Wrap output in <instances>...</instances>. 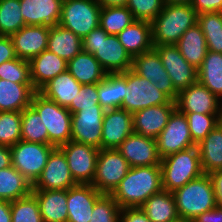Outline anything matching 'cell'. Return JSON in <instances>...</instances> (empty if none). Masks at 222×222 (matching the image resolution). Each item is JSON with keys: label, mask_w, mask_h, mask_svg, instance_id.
Listing matches in <instances>:
<instances>
[{"label": "cell", "mask_w": 222, "mask_h": 222, "mask_svg": "<svg viewBox=\"0 0 222 222\" xmlns=\"http://www.w3.org/2000/svg\"><path fill=\"white\" fill-rule=\"evenodd\" d=\"M163 190L160 165L131 167L110 194L120 208L141 207L153 194Z\"/></svg>", "instance_id": "obj_1"}, {"label": "cell", "mask_w": 222, "mask_h": 222, "mask_svg": "<svg viewBox=\"0 0 222 222\" xmlns=\"http://www.w3.org/2000/svg\"><path fill=\"white\" fill-rule=\"evenodd\" d=\"M82 51L94 55L107 74L132 69L133 58L120 43L118 36L108 34L100 26L82 39Z\"/></svg>", "instance_id": "obj_2"}, {"label": "cell", "mask_w": 222, "mask_h": 222, "mask_svg": "<svg viewBox=\"0 0 222 222\" xmlns=\"http://www.w3.org/2000/svg\"><path fill=\"white\" fill-rule=\"evenodd\" d=\"M197 21L198 14L190 4L165 3L151 22L153 45H175Z\"/></svg>", "instance_id": "obj_3"}, {"label": "cell", "mask_w": 222, "mask_h": 222, "mask_svg": "<svg viewBox=\"0 0 222 222\" xmlns=\"http://www.w3.org/2000/svg\"><path fill=\"white\" fill-rule=\"evenodd\" d=\"M180 220L191 222L198 215L215 208V192L209 174L189 181L173 192Z\"/></svg>", "instance_id": "obj_4"}, {"label": "cell", "mask_w": 222, "mask_h": 222, "mask_svg": "<svg viewBox=\"0 0 222 222\" xmlns=\"http://www.w3.org/2000/svg\"><path fill=\"white\" fill-rule=\"evenodd\" d=\"M160 166L163 190L169 192L204 174L198 146L165 156Z\"/></svg>", "instance_id": "obj_5"}, {"label": "cell", "mask_w": 222, "mask_h": 222, "mask_svg": "<svg viewBox=\"0 0 222 222\" xmlns=\"http://www.w3.org/2000/svg\"><path fill=\"white\" fill-rule=\"evenodd\" d=\"M31 106L39 113L47 128L49 145L56 148L71 141L72 113L40 92L33 96Z\"/></svg>", "instance_id": "obj_6"}, {"label": "cell", "mask_w": 222, "mask_h": 222, "mask_svg": "<svg viewBox=\"0 0 222 222\" xmlns=\"http://www.w3.org/2000/svg\"><path fill=\"white\" fill-rule=\"evenodd\" d=\"M176 104L150 80H147L132 69L125 71V98L121 109L130 113L150 106Z\"/></svg>", "instance_id": "obj_7"}, {"label": "cell", "mask_w": 222, "mask_h": 222, "mask_svg": "<svg viewBox=\"0 0 222 222\" xmlns=\"http://www.w3.org/2000/svg\"><path fill=\"white\" fill-rule=\"evenodd\" d=\"M97 0H63L59 25L83 39L100 24Z\"/></svg>", "instance_id": "obj_8"}, {"label": "cell", "mask_w": 222, "mask_h": 222, "mask_svg": "<svg viewBox=\"0 0 222 222\" xmlns=\"http://www.w3.org/2000/svg\"><path fill=\"white\" fill-rule=\"evenodd\" d=\"M10 148L12 166L33 185L56 147L20 140Z\"/></svg>", "instance_id": "obj_9"}, {"label": "cell", "mask_w": 222, "mask_h": 222, "mask_svg": "<svg viewBox=\"0 0 222 222\" xmlns=\"http://www.w3.org/2000/svg\"><path fill=\"white\" fill-rule=\"evenodd\" d=\"M130 168L117 149H100L91 185L102 194H111Z\"/></svg>", "instance_id": "obj_10"}, {"label": "cell", "mask_w": 222, "mask_h": 222, "mask_svg": "<svg viewBox=\"0 0 222 222\" xmlns=\"http://www.w3.org/2000/svg\"><path fill=\"white\" fill-rule=\"evenodd\" d=\"M65 155L70 173L77 184H91L95 175L98 148L69 141L58 147Z\"/></svg>", "instance_id": "obj_11"}, {"label": "cell", "mask_w": 222, "mask_h": 222, "mask_svg": "<svg viewBox=\"0 0 222 222\" xmlns=\"http://www.w3.org/2000/svg\"><path fill=\"white\" fill-rule=\"evenodd\" d=\"M158 153L161 158L196 146L193 143L185 114L175 109L167 125L156 138Z\"/></svg>", "instance_id": "obj_12"}, {"label": "cell", "mask_w": 222, "mask_h": 222, "mask_svg": "<svg viewBox=\"0 0 222 222\" xmlns=\"http://www.w3.org/2000/svg\"><path fill=\"white\" fill-rule=\"evenodd\" d=\"M104 112L101 105H93L72 113L71 140L101 149Z\"/></svg>", "instance_id": "obj_13"}, {"label": "cell", "mask_w": 222, "mask_h": 222, "mask_svg": "<svg viewBox=\"0 0 222 222\" xmlns=\"http://www.w3.org/2000/svg\"><path fill=\"white\" fill-rule=\"evenodd\" d=\"M132 70L139 76L150 80L160 91L175 102L178 91L166 72L158 52L153 48L133 57Z\"/></svg>", "instance_id": "obj_14"}, {"label": "cell", "mask_w": 222, "mask_h": 222, "mask_svg": "<svg viewBox=\"0 0 222 222\" xmlns=\"http://www.w3.org/2000/svg\"><path fill=\"white\" fill-rule=\"evenodd\" d=\"M76 185L64 153L55 148L50 153L40 177L33 184L32 191L68 190Z\"/></svg>", "instance_id": "obj_15"}, {"label": "cell", "mask_w": 222, "mask_h": 222, "mask_svg": "<svg viewBox=\"0 0 222 222\" xmlns=\"http://www.w3.org/2000/svg\"><path fill=\"white\" fill-rule=\"evenodd\" d=\"M154 49L178 92L197 82V69L186 61L176 45H154Z\"/></svg>", "instance_id": "obj_16"}, {"label": "cell", "mask_w": 222, "mask_h": 222, "mask_svg": "<svg viewBox=\"0 0 222 222\" xmlns=\"http://www.w3.org/2000/svg\"><path fill=\"white\" fill-rule=\"evenodd\" d=\"M219 100L216 95L197 81L179 91L175 103L176 109L181 113L222 114V102Z\"/></svg>", "instance_id": "obj_17"}, {"label": "cell", "mask_w": 222, "mask_h": 222, "mask_svg": "<svg viewBox=\"0 0 222 222\" xmlns=\"http://www.w3.org/2000/svg\"><path fill=\"white\" fill-rule=\"evenodd\" d=\"M117 150L130 167L160 165L162 160L156 139L135 132L130 134Z\"/></svg>", "instance_id": "obj_18"}, {"label": "cell", "mask_w": 222, "mask_h": 222, "mask_svg": "<svg viewBox=\"0 0 222 222\" xmlns=\"http://www.w3.org/2000/svg\"><path fill=\"white\" fill-rule=\"evenodd\" d=\"M49 26L26 25L11 34L10 38L14 46L16 57L30 61L47 50L49 38Z\"/></svg>", "instance_id": "obj_19"}, {"label": "cell", "mask_w": 222, "mask_h": 222, "mask_svg": "<svg viewBox=\"0 0 222 222\" xmlns=\"http://www.w3.org/2000/svg\"><path fill=\"white\" fill-rule=\"evenodd\" d=\"M101 149H117L133 131L132 113L118 108L105 110Z\"/></svg>", "instance_id": "obj_20"}, {"label": "cell", "mask_w": 222, "mask_h": 222, "mask_svg": "<svg viewBox=\"0 0 222 222\" xmlns=\"http://www.w3.org/2000/svg\"><path fill=\"white\" fill-rule=\"evenodd\" d=\"M103 194L91 184H77L67 190V222H89L95 203Z\"/></svg>", "instance_id": "obj_21"}, {"label": "cell", "mask_w": 222, "mask_h": 222, "mask_svg": "<svg viewBox=\"0 0 222 222\" xmlns=\"http://www.w3.org/2000/svg\"><path fill=\"white\" fill-rule=\"evenodd\" d=\"M175 109L176 104H162L132 113L133 131L156 139Z\"/></svg>", "instance_id": "obj_22"}, {"label": "cell", "mask_w": 222, "mask_h": 222, "mask_svg": "<svg viewBox=\"0 0 222 222\" xmlns=\"http://www.w3.org/2000/svg\"><path fill=\"white\" fill-rule=\"evenodd\" d=\"M25 25L55 26L61 19L63 0H19Z\"/></svg>", "instance_id": "obj_23"}, {"label": "cell", "mask_w": 222, "mask_h": 222, "mask_svg": "<svg viewBox=\"0 0 222 222\" xmlns=\"http://www.w3.org/2000/svg\"><path fill=\"white\" fill-rule=\"evenodd\" d=\"M29 63L31 83L37 92L52 78L67 70V62L48 50L33 57Z\"/></svg>", "instance_id": "obj_24"}, {"label": "cell", "mask_w": 222, "mask_h": 222, "mask_svg": "<svg viewBox=\"0 0 222 222\" xmlns=\"http://www.w3.org/2000/svg\"><path fill=\"white\" fill-rule=\"evenodd\" d=\"M117 36L132 58L154 48L152 27L149 21L134 20Z\"/></svg>", "instance_id": "obj_25"}, {"label": "cell", "mask_w": 222, "mask_h": 222, "mask_svg": "<svg viewBox=\"0 0 222 222\" xmlns=\"http://www.w3.org/2000/svg\"><path fill=\"white\" fill-rule=\"evenodd\" d=\"M36 92L32 83H15L0 79V112H22L31 105Z\"/></svg>", "instance_id": "obj_26"}, {"label": "cell", "mask_w": 222, "mask_h": 222, "mask_svg": "<svg viewBox=\"0 0 222 222\" xmlns=\"http://www.w3.org/2000/svg\"><path fill=\"white\" fill-rule=\"evenodd\" d=\"M43 222H67V190L32 191Z\"/></svg>", "instance_id": "obj_27"}, {"label": "cell", "mask_w": 222, "mask_h": 222, "mask_svg": "<svg viewBox=\"0 0 222 222\" xmlns=\"http://www.w3.org/2000/svg\"><path fill=\"white\" fill-rule=\"evenodd\" d=\"M140 208L151 222L180 221L174 195L167 190L153 194Z\"/></svg>", "instance_id": "obj_28"}, {"label": "cell", "mask_w": 222, "mask_h": 222, "mask_svg": "<svg viewBox=\"0 0 222 222\" xmlns=\"http://www.w3.org/2000/svg\"><path fill=\"white\" fill-rule=\"evenodd\" d=\"M80 84L68 70L52 78L39 92L62 107H68L77 96Z\"/></svg>", "instance_id": "obj_29"}, {"label": "cell", "mask_w": 222, "mask_h": 222, "mask_svg": "<svg viewBox=\"0 0 222 222\" xmlns=\"http://www.w3.org/2000/svg\"><path fill=\"white\" fill-rule=\"evenodd\" d=\"M188 63L198 69L206 57L207 44L198 23L190 27L175 44Z\"/></svg>", "instance_id": "obj_30"}, {"label": "cell", "mask_w": 222, "mask_h": 222, "mask_svg": "<svg viewBox=\"0 0 222 222\" xmlns=\"http://www.w3.org/2000/svg\"><path fill=\"white\" fill-rule=\"evenodd\" d=\"M67 70L82 85L98 84L107 74L94 55L84 51L67 62Z\"/></svg>", "instance_id": "obj_31"}, {"label": "cell", "mask_w": 222, "mask_h": 222, "mask_svg": "<svg viewBox=\"0 0 222 222\" xmlns=\"http://www.w3.org/2000/svg\"><path fill=\"white\" fill-rule=\"evenodd\" d=\"M47 50L69 62L82 51V39L59 24L51 26Z\"/></svg>", "instance_id": "obj_32"}, {"label": "cell", "mask_w": 222, "mask_h": 222, "mask_svg": "<svg viewBox=\"0 0 222 222\" xmlns=\"http://www.w3.org/2000/svg\"><path fill=\"white\" fill-rule=\"evenodd\" d=\"M197 146L204 174L222 170V120Z\"/></svg>", "instance_id": "obj_33"}, {"label": "cell", "mask_w": 222, "mask_h": 222, "mask_svg": "<svg viewBox=\"0 0 222 222\" xmlns=\"http://www.w3.org/2000/svg\"><path fill=\"white\" fill-rule=\"evenodd\" d=\"M99 104L104 110L121 108L125 98V72L106 74L97 84Z\"/></svg>", "instance_id": "obj_34"}, {"label": "cell", "mask_w": 222, "mask_h": 222, "mask_svg": "<svg viewBox=\"0 0 222 222\" xmlns=\"http://www.w3.org/2000/svg\"><path fill=\"white\" fill-rule=\"evenodd\" d=\"M197 81L222 99V53L207 51L202 65L197 69Z\"/></svg>", "instance_id": "obj_35"}, {"label": "cell", "mask_w": 222, "mask_h": 222, "mask_svg": "<svg viewBox=\"0 0 222 222\" xmlns=\"http://www.w3.org/2000/svg\"><path fill=\"white\" fill-rule=\"evenodd\" d=\"M33 185L13 166L0 170V199L14 201L32 193Z\"/></svg>", "instance_id": "obj_36"}, {"label": "cell", "mask_w": 222, "mask_h": 222, "mask_svg": "<svg viewBox=\"0 0 222 222\" xmlns=\"http://www.w3.org/2000/svg\"><path fill=\"white\" fill-rule=\"evenodd\" d=\"M39 113L30 105L21 112V140L49 145L47 128Z\"/></svg>", "instance_id": "obj_37"}, {"label": "cell", "mask_w": 222, "mask_h": 222, "mask_svg": "<svg viewBox=\"0 0 222 222\" xmlns=\"http://www.w3.org/2000/svg\"><path fill=\"white\" fill-rule=\"evenodd\" d=\"M197 23L205 36L207 50L222 53V12L198 14Z\"/></svg>", "instance_id": "obj_38"}, {"label": "cell", "mask_w": 222, "mask_h": 222, "mask_svg": "<svg viewBox=\"0 0 222 222\" xmlns=\"http://www.w3.org/2000/svg\"><path fill=\"white\" fill-rule=\"evenodd\" d=\"M135 19L126 6L102 7L99 26L108 34L118 35Z\"/></svg>", "instance_id": "obj_39"}, {"label": "cell", "mask_w": 222, "mask_h": 222, "mask_svg": "<svg viewBox=\"0 0 222 222\" xmlns=\"http://www.w3.org/2000/svg\"><path fill=\"white\" fill-rule=\"evenodd\" d=\"M26 26L19 0H0V35L10 36Z\"/></svg>", "instance_id": "obj_40"}, {"label": "cell", "mask_w": 222, "mask_h": 222, "mask_svg": "<svg viewBox=\"0 0 222 222\" xmlns=\"http://www.w3.org/2000/svg\"><path fill=\"white\" fill-rule=\"evenodd\" d=\"M186 116L193 143L197 146L222 120V114L183 113Z\"/></svg>", "instance_id": "obj_41"}, {"label": "cell", "mask_w": 222, "mask_h": 222, "mask_svg": "<svg viewBox=\"0 0 222 222\" xmlns=\"http://www.w3.org/2000/svg\"><path fill=\"white\" fill-rule=\"evenodd\" d=\"M21 112H0V145L12 147L21 140Z\"/></svg>", "instance_id": "obj_42"}, {"label": "cell", "mask_w": 222, "mask_h": 222, "mask_svg": "<svg viewBox=\"0 0 222 222\" xmlns=\"http://www.w3.org/2000/svg\"><path fill=\"white\" fill-rule=\"evenodd\" d=\"M11 222H43L38 202L32 193L11 201Z\"/></svg>", "instance_id": "obj_43"}, {"label": "cell", "mask_w": 222, "mask_h": 222, "mask_svg": "<svg viewBox=\"0 0 222 222\" xmlns=\"http://www.w3.org/2000/svg\"><path fill=\"white\" fill-rule=\"evenodd\" d=\"M0 79L15 83H31L30 63L16 57L0 65Z\"/></svg>", "instance_id": "obj_44"}, {"label": "cell", "mask_w": 222, "mask_h": 222, "mask_svg": "<svg viewBox=\"0 0 222 222\" xmlns=\"http://www.w3.org/2000/svg\"><path fill=\"white\" fill-rule=\"evenodd\" d=\"M120 210L110 194H103L95 203L89 222H119Z\"/></svg>", "instance_id": "obj_45"}, {"label": "cell", "mask_w": 222, "mask_h": 222, "mask_svg": "<svg viewBox=\"0 0 222 222\" xmlns=\"http://www.w3.org/2000/svg\"><path fill=\"white\" fill-rule=\"evenodd\" d=\"M165 0H128L126 7L135 20L152 22L162 11Z\"/></svg>", "instance_id": "obj_46"}, {"label": "cell", "mask_w": 222, "mask_h": 222, "mask_svg": "<svg viewBox=\"0 0 222 222\" xmlns=\"http://www.w3.org/2000/svg\"><path fill=\"white\" fill-rule=\"evenodd\" d=\"M93 105H100L97 93V84H84L81 86L79 93L67 109L71 113H75L83 108L93 107Z\"/></svg>", "instance_id": "obj_47"}, {"label": "cell", "mask_w": 222, "mask_h": 222, "mask_svg": "<svg viewBox=\"0 0 222 222\" xmlns=\"http://www.w3.org/2000/svg\"><path fill=\"white\" fill-rule=\"evenodd\" d=\"M190 5L197 14L222 12V0H191Z\"/></svg>", "instance_id": "obj_48"}, {"label": "cell", "mask_w": 222, "mask_h": 222, "mask_svg": "<svg viewBox=\"0 0 222 222\" xmlns=\"http://www.w3.org/2000/svg\"><path fill=\"white\" fill-rule=\"evenodd\" d=\"M119 222H151L140 207L122 208Z\"/></svg>", "instance_id": "obj_49"}, {"label": "cell", "mask_w": 222, "mask_h": 222, "mask_svg": "<svg viewBox=\"0 0 222 222\" xmlns=\"http://www.w3.org/2000/svg\"><path fill=\"white\" fill-rule=\"evenodd\" d=\"M15 58L16 54L10 36L0 35V65Z\"/></svg>", "instance_id": "obj_50"}, {"label": "cell", "mask_w": 222, "mask_h": 222, "mask_svg": "<svg viewBox=\"0 0 222 222\" xmlns=\"http://www.w3.org/2000/svg\"><path fill=\"white\" fill-rule=\"evenodd\" d=\"M191 222H222V207L216 206L215 208L198 215Z\"/></svg>", "instance_id": "obj_51"}, {"label": "cell", "mask_w": 222, "mask_h": 222, "mask_svg": "<svg viewBox=\"0 0 222 222\" xmlns=\"http://www.w3.org/2000/svg\"><path fill=\"white\" fill-rule=\"evenodd\" d=\"M209 176L214 187L216 205L222 207V170L213 171Z\"/></svg>", "instance_id": "obj_52"}, {"label": "cell", "mask_w": 222, "mask_h": 222, "mask_svg": "<svg viewBox=\"0 0 222 222\" xmlns=\"http://www.w3.org/2000/svg\"><path fill=\"white\" fill-rule=\"evenodd\" d=\"M12 166L11 148L0 145V170Z\"/></svg>", "instance_id": "obj_53"}, {"label": "cell", "mask_w": 222, "mask_h": 222, "mask_svg": "<svg viewBox=\"0 0 222 222\" xmlns=\"http://www.w3.org/2000/svg\"><path fill=\"white\" fill-rule=\"evenodd\" d=\"M0 222H11V202L0 199Z\"/></svg>", "instance_id": "obj_54"}, {"label": "cell", "mask_w": 222, "mask_h": 222, "mask_svg": "<svg viewBox=\"0 0 222 222\" xmlns=\"http://www.w3.org/2000/svg\"><path fill=\"white\" fill-rule=\"evenodd\" d=\"M101 7L126 6L128 0H97Z\"/></svg>", "instance_id": "obj_55"}, {"label": "cell", "mask_w": 222, "mask_h": 222, "mask_svg": "<svg viewBox=\"0 0 222 222\" xmlns=\"http://www.w3.org/2000/svg\"><path fill=\"white\" fill-rule=\"evenodd\" d=\"M165 3L172 4H190L191 0H165Z\"/></svg>", "instance_id": "obj_56"}]
</instances>
